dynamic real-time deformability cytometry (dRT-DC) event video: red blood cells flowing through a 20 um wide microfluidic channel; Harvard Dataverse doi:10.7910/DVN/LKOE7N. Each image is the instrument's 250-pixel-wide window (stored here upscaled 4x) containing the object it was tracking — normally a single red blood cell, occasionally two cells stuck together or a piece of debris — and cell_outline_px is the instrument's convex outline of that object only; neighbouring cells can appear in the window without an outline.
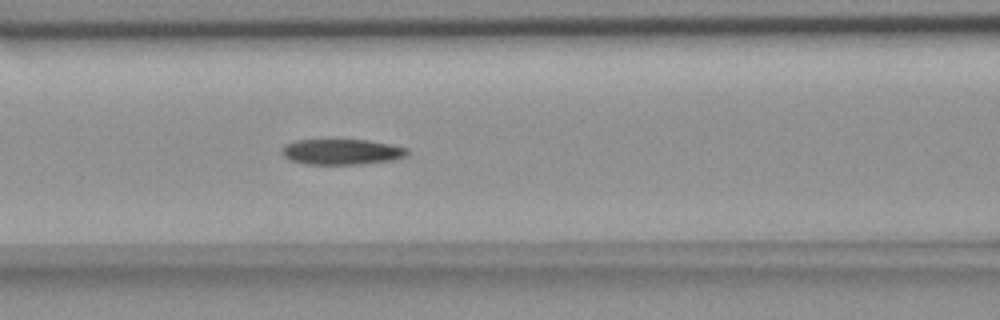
{"species": "common noctule bat (a hibernating species)", "species_latin": "Nyctalus noctula", "temperature_condition": "room temperature", "stored_images_in_passage": 5, "camera_frame_rate_fps": 3000, "um_per_image_px": 0.085, "animal": {"sex": "female", "body_mass_g": 18.4}, "frame": {"image": 1, "passage_image": 5, "time_ms": 4.333, "image_size_px": [1000, 320], "cell_outline_px": [[408, 156], [392, 160], [364, 164], [308, 164], [292, 160], [284, 156], [280, 152], [280, 148], [284, 144], [296, 140], [368, 140], [392, 144], [408, 148]], "centroid_in_image_um": [29.06, 12.9], "position_along_channel_um": 137.5, "area_um2": 18.84}}